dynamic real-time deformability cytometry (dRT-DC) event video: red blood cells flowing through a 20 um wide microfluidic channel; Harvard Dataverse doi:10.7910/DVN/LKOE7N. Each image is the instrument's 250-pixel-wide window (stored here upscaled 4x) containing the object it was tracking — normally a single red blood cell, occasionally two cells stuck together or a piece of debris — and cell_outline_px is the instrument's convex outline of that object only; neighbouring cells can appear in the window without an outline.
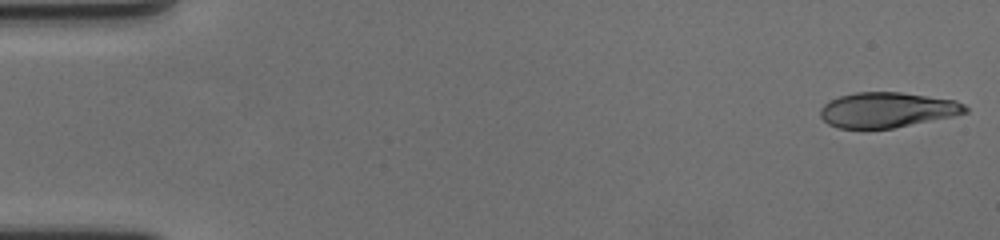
{"species": "human", "species_latin": "Homo sapiens", "temperature_condition": "cold", "stored_images_in_passage": 58, "camera_frame_rate_fps": 3000, "um_per_image_px": 0.085, "donor": {"sex": "female"}, "frame": {"image": 1, "passage_image": 1, "time_ms": 0.0, "image_size_px": [1000, 240], "cell_outline_px": [[968, 112], [952, 116], [892, 128], [836, 128], [828, 124], [820, 116], [820, 108], [828, 100], [840, 96], [856, 92], [900, 92], [956, 100], [964, 104], [968, 108]], "centroid_in_image_um": [75.38, 9.33], "position_along_channel_um": 9.6, "area_um2": 29.65}}
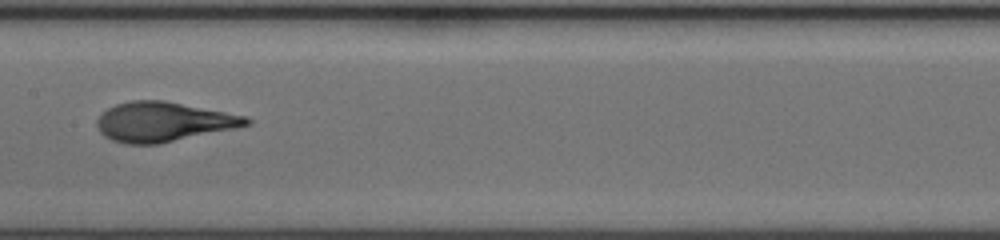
{"frame": {"image": 2, "passage_image": 30, "time_ms": 9.667, "image_size_px": [1000, 240], "cell_outline_px": [[252, 124], [236, 128], [160, 144], [124, 144], [112, 140], [104, 136], [100, 132], [96, 124], [96, 120], [108, 108], [116, 104], [132, 100], [164, 100], [248, 116], [252, 120]], "centroid_in_image_um": [13.91, 10.36], "position_along_channel_um": 193.5, "area_um2": 34.68}}
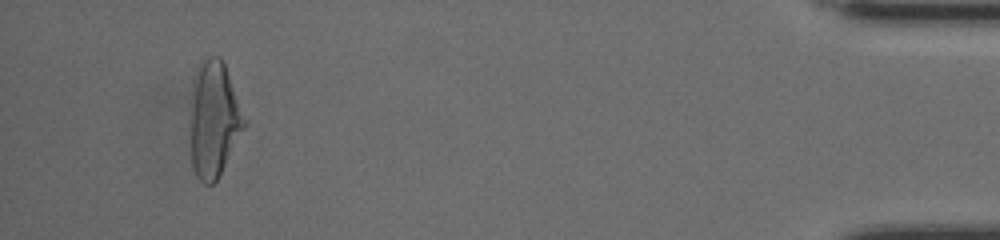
{"frame": {"image": 3, "passage_image": 55, "time_ms": 18.0, "image_size_px": [1000, 240], "cell_outline_px": [[248, 124], [216, 180], [212, 184], [204, 184], [196, 176], [192, 164], [192, 92], [196, 72], [204, 56], [220, 56], [224, 64], [248, 120]], "centroid_in_image_um": [18.24, 10.13], "position_along_channel_um": 417.0, "area_um2": 36.13}, "authors_computed_cell_mechanics": {"area_um2": 33.5529, "velocity_mm_per_s": 3.5374, "shape_relaxation_time_tau1_ms": 4.954, "shape_relaxation_time_tau2_ms": 0.72, "deformation_change_tau1": 0.2281, "deformation_change_tau2": 0.0751}}